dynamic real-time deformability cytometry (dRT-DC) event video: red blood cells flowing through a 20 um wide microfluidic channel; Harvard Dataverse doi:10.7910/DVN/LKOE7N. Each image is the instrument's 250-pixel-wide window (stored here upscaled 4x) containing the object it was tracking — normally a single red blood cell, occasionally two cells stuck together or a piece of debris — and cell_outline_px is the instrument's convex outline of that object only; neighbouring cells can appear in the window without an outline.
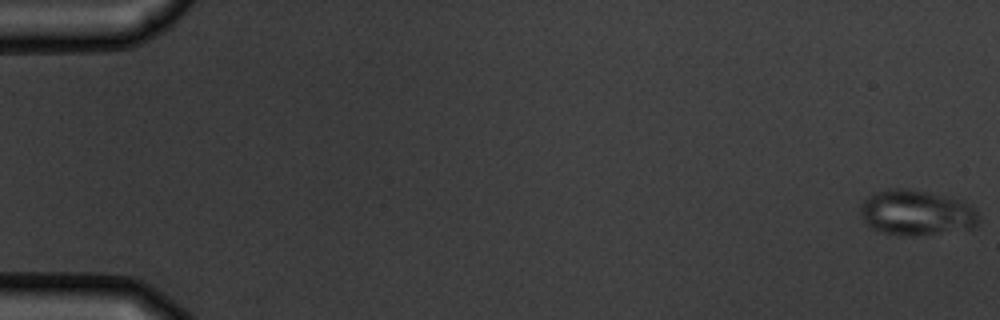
{"species": "common noctule bat (a hibernating species)", "species_latin": "Nyctalus noctula", "temperature_condition": "warm", "stored_images_in_passage": 6, "camera_frame_rate_fps": 3000, "um_per_image_px": 0.085, "animal": {"sex": "male", "body_mass_g": 19.5, "forearm_length_mm": 54.6}, "frame": {"image": 1, "passage_image": 1, "time_ms": 0.0, "image_size_px": [1000, 320], "cell_outline_px": [[980, 216], [976, 224], [972, 228], [912, 236], [900, 236], [884, 232], [872, 228], [860, 216], [860, 204], [872, 192], [888, 188], [908, 188], [948, 196], [964, 200], [972, 204], [976, 208]], "centroid_in_image_um": [77.9, 18.05], "position_along_channel_um": 7.1, "area_um2": 31.73}}